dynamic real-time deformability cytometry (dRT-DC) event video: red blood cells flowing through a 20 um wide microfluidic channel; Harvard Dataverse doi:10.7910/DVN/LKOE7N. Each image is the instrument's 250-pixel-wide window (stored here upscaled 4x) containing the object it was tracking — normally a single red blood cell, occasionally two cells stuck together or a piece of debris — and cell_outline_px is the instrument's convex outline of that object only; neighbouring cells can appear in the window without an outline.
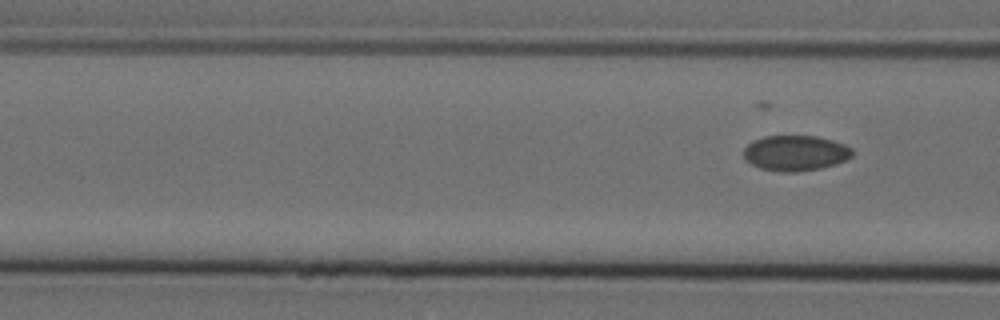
{"species": "Egyptian fruit bat (a non-hibernating species)", "species_latin": "Rousettus aegyptiacus", "temperature_condition": "cold", "stored_images_in_passage": 6, "camera_frame_rate_fps": 3000, "um_per_image_px": 0.085, "animal": {"sex": "female"}, "frame": {"image": 1, "passage_image": 6, "time_ms": 1.667, "image_size_px": [1000, 320], "cell_outline_px": [[852, 156], [836, 164], [820, 168], [796, 172], [780, 172], [760, 168], [744, 160], [744, 148], [752, 140], [764, 136], [816, 136], [832, 140], [844, 144], [852, 148]], "centroid_in_image_um": [67.59, 13.01], "position_along_channel_um": 99.0, "area_um2": 22.48}}